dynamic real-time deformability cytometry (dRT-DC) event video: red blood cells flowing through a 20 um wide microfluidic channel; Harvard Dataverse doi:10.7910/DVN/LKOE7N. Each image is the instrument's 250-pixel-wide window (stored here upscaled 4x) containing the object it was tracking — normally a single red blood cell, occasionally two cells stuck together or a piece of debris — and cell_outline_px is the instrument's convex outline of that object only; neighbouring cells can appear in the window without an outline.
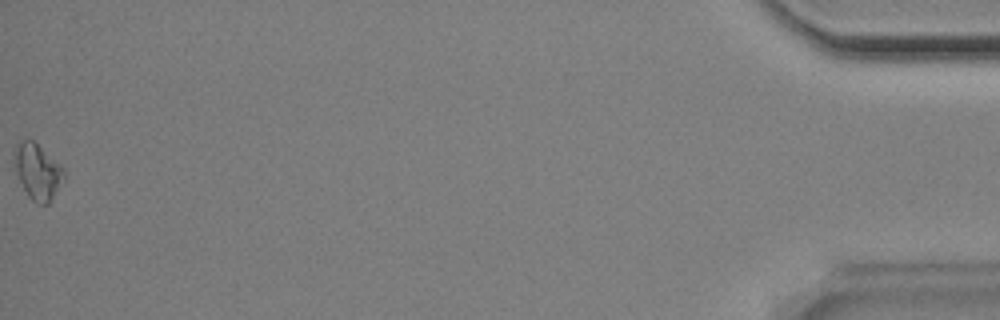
{"species": "Egyptian fruit bat (a non-hibernating species)", "species_latin": "Rousettus aegyptiacus", "temperature_condition": "room temperature", "stored_images_in_passage": 44, "camera_frame_rate_fps": 3000, "um_per_image_px": 0.085, "animal": {"sex": "male"}, "frame": {"image": 1, "passage_image": 44, "time_ms": 14.333, "image_size_px": [1000, 320], "cell_outline_px": [[64, 180], [52, 200], [48, 204], [36, 204], [28, 196], [16, 172], [12, 156], [12, 152], [16, 144], [24, 136], [32, 140], [60, 164], [64, 168]], "centroid_in_image_um": [3.17, 14.56], "position_along_channel_um": 432.0, "area_um2": 16.36}, "authors_computed_cell_mechanics": {"area_um2": 14.8546, "velocity_mm_per_s": 3.9121, "shape_relaxation_time_tau1_ms": 3.3361, "shape_relaxation_time_tau2_ms": null, "deformation_change_tau1": 0.1093, "deformation_change_tau2": null}}